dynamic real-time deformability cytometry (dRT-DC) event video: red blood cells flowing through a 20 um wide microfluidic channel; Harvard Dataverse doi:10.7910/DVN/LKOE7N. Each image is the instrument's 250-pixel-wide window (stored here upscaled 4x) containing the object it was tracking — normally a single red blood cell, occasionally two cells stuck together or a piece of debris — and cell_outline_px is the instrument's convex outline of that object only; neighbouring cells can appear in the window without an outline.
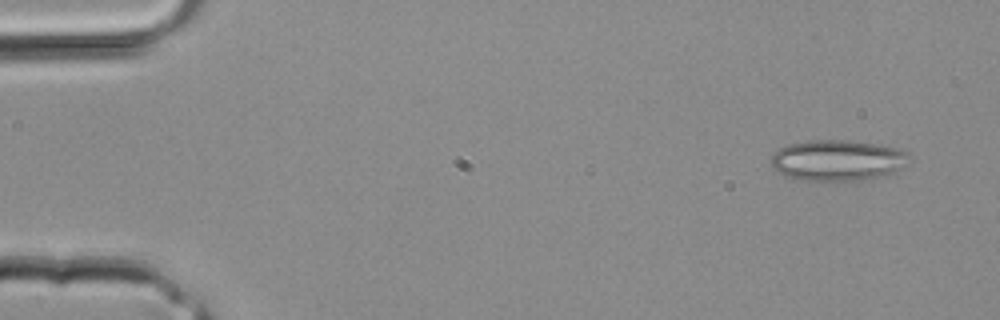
{"species": "common noctule bat (a hibernating species)", "species_latin": "Nyctalus noctula", "temperature_condition": "room temperature", "stored_images_in_passage": 3, "camera_frame_rate_fps": 3000, "um_per_image_px": 0.085, "animal": {"sex": "male", "body_mass_g": 20.4}, "frame": {"image": 1, "passage_image": 1, "time_ms": 0.0, "image_size_px": [1000, 320], "cell_outline_px": [[912, 160], [904, 168], [892, 172], [864, 180], [796, 180], [776, 172], [772, 168], [772, 156], [780, 148], [788, 144], [808, 140], [848, 140], [876, 144], [900, 148], [908, 152]], "centroid_in_image_um": [71.22, 13.62], "position_along_channel_um": 13.8, "area_um2": 33.18}}